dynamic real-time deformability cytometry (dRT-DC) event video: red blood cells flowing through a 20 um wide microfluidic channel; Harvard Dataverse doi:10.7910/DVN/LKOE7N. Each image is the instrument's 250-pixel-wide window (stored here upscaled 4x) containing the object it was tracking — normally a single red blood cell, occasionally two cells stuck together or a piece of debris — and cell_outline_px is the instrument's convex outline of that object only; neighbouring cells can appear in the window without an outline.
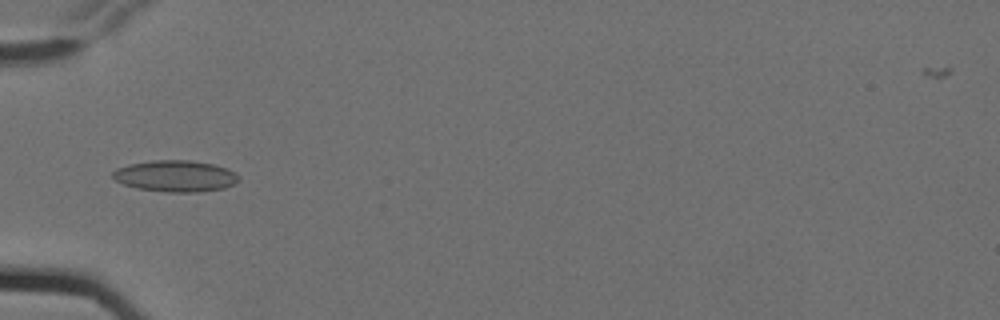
{"species": "Egyptian fruit bat (a non-hibernating species)", "species_latin": "Rousettus aegyptiacus", "temperature_condition": "cold", "stored_images_in_passage": 13, "camera_frame_rate_fps": 3000, "um_per_image_px": 0.085, "animal": {"sex": "female"}, "frame": {"image": 1, "passage_image": 4, "time_ms": 1.0, "image_size_px": [1000, 320], "cell_outline_px": [[240, 180], [236, 184], [224, 188], [196, 192], [164, 192], [136, 188], [124, 184], [116, 180], [112, 176], [112, 172], [116, 168], [128, 164], [152, 160], [188, 160], [212, 164], [228, 168], [236, 172], [240, 176]], "centroid_in_image_um": [14.94, 14.96], "position_along_channel_um": 70.1, "area_um2": 23.29}}
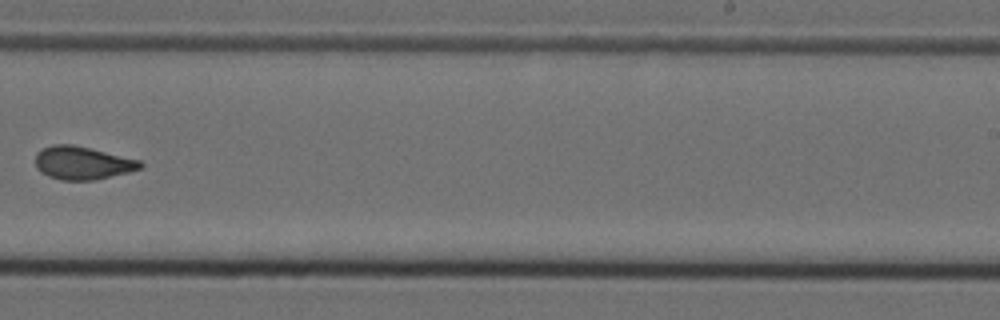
{"frame": {"image": 2, "passage_image": 9, "time_ms": 2.667, "image_size_px": [1000, 320], "cell_outline_px": [[144, 164], [140, 168], [128, 172], [96, 180], [60, 180], [48, 176], [40, 172], [36, 168], [36, 152], [52, 144], [72, 144], [140, 160]], "centroid_in_image_um": [6.98, 13.85], "position_along_channel_um": 282.0, "area_um2": 20.17}}
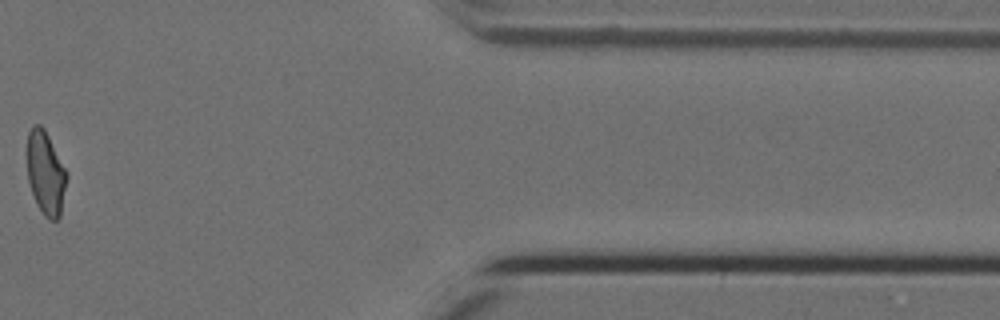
{"frame": {"image": 3, "passage_image": 12, "time_ms": 3.667, "image_size_px": [1000, 320], "cell_outline_px": [[68, 176], [60, 216], [56, 220], [48, 220], [44, 216], [36, 204], [28, 180], [28, 132], [32, 124], [40, 124], [44, 128], [68, 172]], "centroid_in_image_um": [3.9, 14.72], "position_along_channel_um": 407.5, "area_um2": 19.36}}